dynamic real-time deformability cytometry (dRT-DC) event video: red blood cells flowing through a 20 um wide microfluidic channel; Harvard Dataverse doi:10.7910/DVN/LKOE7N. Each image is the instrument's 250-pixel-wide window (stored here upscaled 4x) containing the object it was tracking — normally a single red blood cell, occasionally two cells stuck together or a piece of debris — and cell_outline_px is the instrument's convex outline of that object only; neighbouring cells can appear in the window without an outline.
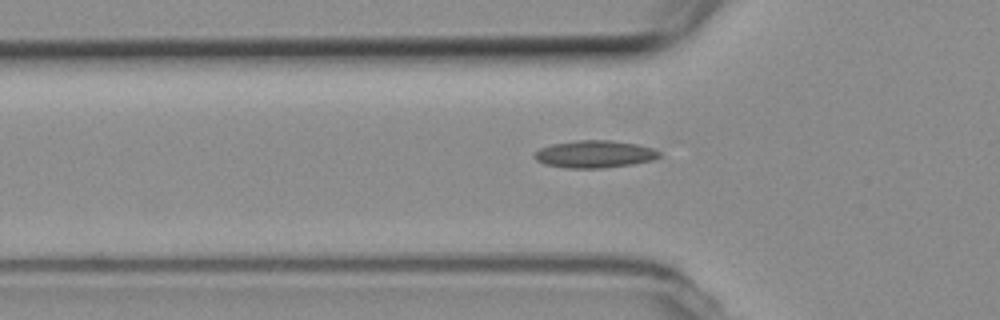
{"species": "common noctule bat (a hibernating species)", "species_latin": "Nyctalus noctula", "temperature_condition": "room temperature", "stored_images_in_passage": 41, "camera_frame_rate_fps": 3000, "um_per_image_px": 0.085, "animal": {"sex": "female", "body_mass_g": 19.3, "forearm_length_mm": 54.1}, "frame": {"image": 1, "passage_image": 6, "time_ms": 1.667, "image_size_px": [1000, 320], "cell_outline_px": [[660, 156], [652, 160], [632, 164], [604, 168], [564, 168], [544, 164], [536, 160], [532, 156], [540, 148], [552, 144], [576, 140], [608, 140], [636, 144], [652, 148], [660, 152]], "centroid_in_image_um": [50.51, 13.11], "position_along_channel_um": 75.3, "area_um2": 19.88}}
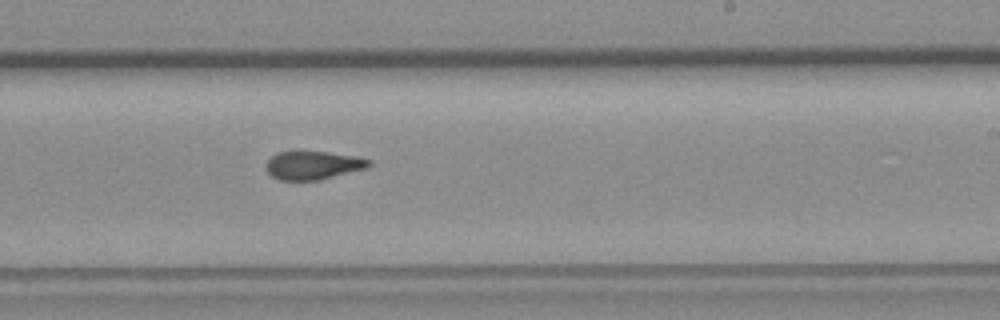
{"frame": {"image": 2, "passage_image": 21, "time_ms": 6.667, "image_size_px": [1000, 320], "cell_outline_px": [[372, 164], [368, 168], [320, 180], [280, 180], [272, 176], [264, 168], [264, 164], [276, 152], [292, 148], [296, 148], [328, 152], [356, 156], [372, 160]], "centroid_in_image_um": [26.57, 14.0], "position_along_channel_um": 262.4, "area_um2": 17.98}}
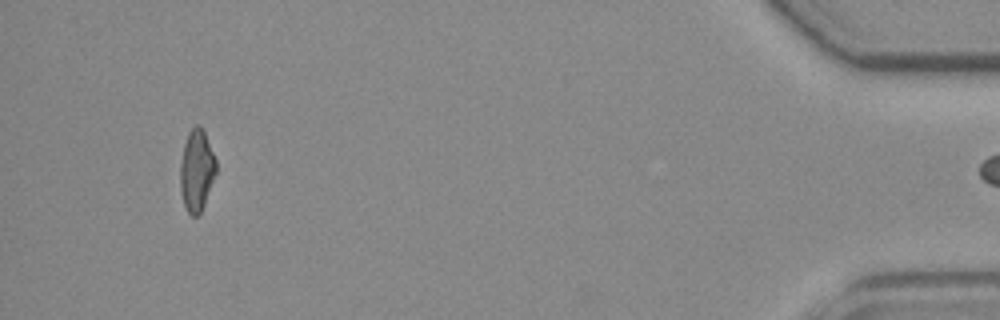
{"frame": {"image": 3, "passage_image": 40, "time_ms": 13.0, "image_size_px": [1000, 320], "cell_outline_px": [[216, 172], [200, 216], [192, 216], [188, 212], [184, 204], [180, 192], [180, 164], [184, 144], [188, 132], [196, 124], [200, 124], [204, 132], [216, 160]], "centroid_in_image_um": [16.7, 14.5], "position_along_channel_um": 418.5, "area_um2": 17.05}}